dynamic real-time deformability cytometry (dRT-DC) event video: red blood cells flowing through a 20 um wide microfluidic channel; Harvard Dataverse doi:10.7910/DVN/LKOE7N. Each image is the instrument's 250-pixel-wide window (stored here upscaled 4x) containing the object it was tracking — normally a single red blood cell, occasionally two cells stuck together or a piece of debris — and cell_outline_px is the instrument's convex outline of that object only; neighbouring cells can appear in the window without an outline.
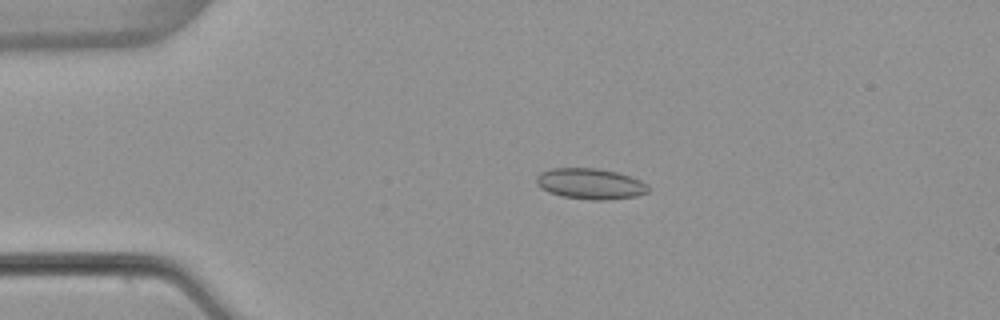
{"species": "common noctule bat (a hibernating species)", "species_latin": "Nyctalus noctula", "temperature_condition": "warm", "stored_images_in_passage": 54, "camera_frame_rate_fps": 3000, "um_per_image_px": 0.085, "animal": {"sex": "female", "body_mass_g": 22.7, "forearm_length_mm": 54.2}, "frame": {"image": 1, "passage_image": 12, "time_ms": 3.667, "image_size_px": [1000, 320], "cell_outline_px": [[648, 192], [636, 196], [608, 200], [592, 200], [560, 196], [548, 192], [540, 188], [536, 184], [536, 176], [540, 172], [552, 168], [596, 168], [616, 172], [640, 180], [648, 184]], "centroid_in_image_um": [50.14, 15.62], "position_along_channel_um": 34.9, "area_um2": 20.17}}
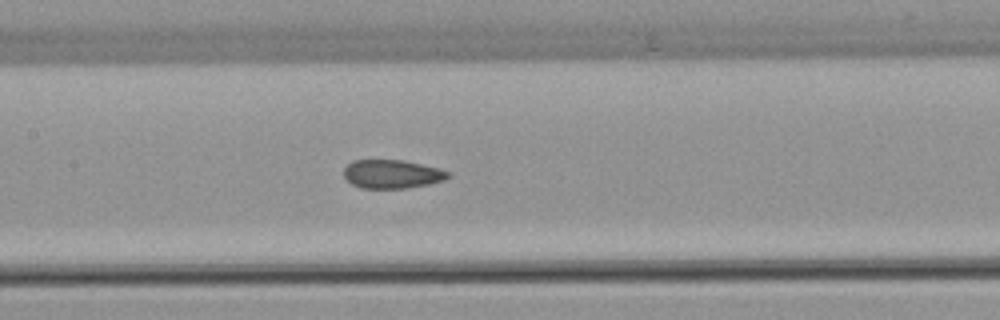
{"frame": {"image": 2, "passage_image": 26, "time_ms": 8.333, "image_size_px": [1000, 320], "cell_outline_px": [[452, 176], [444, 180], [428, 184], [408, 188], [360, 188], [352, 184], [344, 176], [344, 168], [352, 160], [404, 160], [440, 168], [452, 172]], "centroid_in_image_um": [33.37, 14.79], "position_along_channel_um": 174.0, "area_um2": 17.57}}
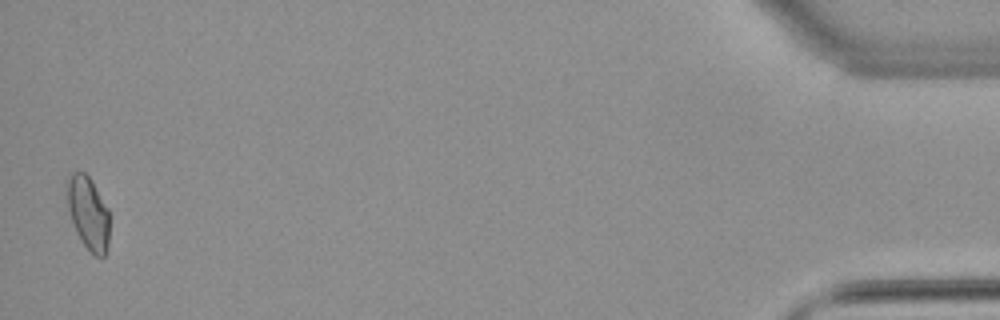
{"frame": {"image": 3, "passage_image": 53, "time_ms": 17.333, "image_size_px": [1000, 320], "cell_outline_px": [[108, 248], [104, 256], [96, 256], [84, 244], [76, 232], [68, 208], [68, 180], [72, 172], [84, 172], [88, 176], [108, 208]], "centroid_in_image_um": [7.51, 18.12], "position_along_channel_um": 427.7, "area_um2": 17.46}, "authors_computed_cell_mechanics": {"area_um2": 18.1203, "velocity_mm_per_s": 3.8598, "shape_relaxation_time_tau1_ms": null, "shape_relaxation_time_tau2_ms": 1.4045, "deformation_change_tau1": null, "deformation_change_tau2": 0.0565}}